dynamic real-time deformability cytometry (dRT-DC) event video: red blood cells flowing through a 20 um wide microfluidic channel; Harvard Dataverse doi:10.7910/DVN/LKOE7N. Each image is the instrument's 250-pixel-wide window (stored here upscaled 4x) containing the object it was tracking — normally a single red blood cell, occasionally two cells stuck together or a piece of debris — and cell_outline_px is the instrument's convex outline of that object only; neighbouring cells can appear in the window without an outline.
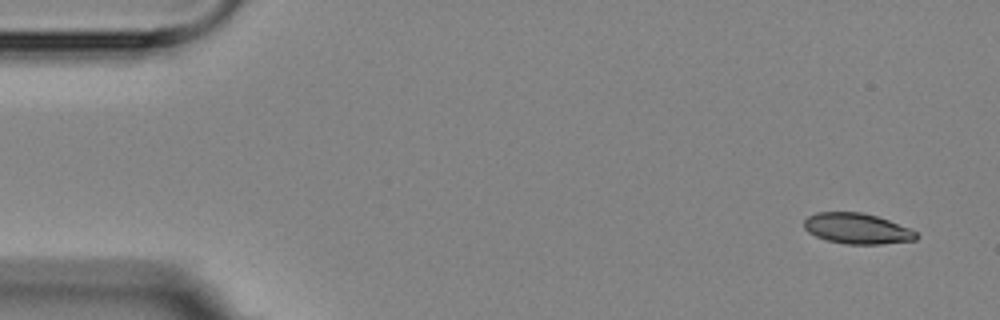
{"species": "Egyptian fruit bat (a non-hibernating species)", "species_latin": "Rousettus aegyptiacus", "temperature_condition": "room temperature", "stored_images_in_passage": 4, "camera_frame_rate_fps": 3000, "um_per_image_px": 0.085, "animal": {"sex": "female"}, "frame": {"image": 1, "passage_image": 1, "time_ms": 0.0, "image_size_px": [1000, 320], "cell_outline_px": [[920, 236], [916, 240], [884, 244], [848, 244], [828, 240], [816, 236], [808, 232], [804, 228], [804, 220], [808, 216], [816, 212], [860, 212], [876, 216], [888, 220], [908, 228], [916, 232]], "centroid_in_image_um": [72.85, 19.43], "position_along_channel_um": 12.1, "area_um2": 19.94}}
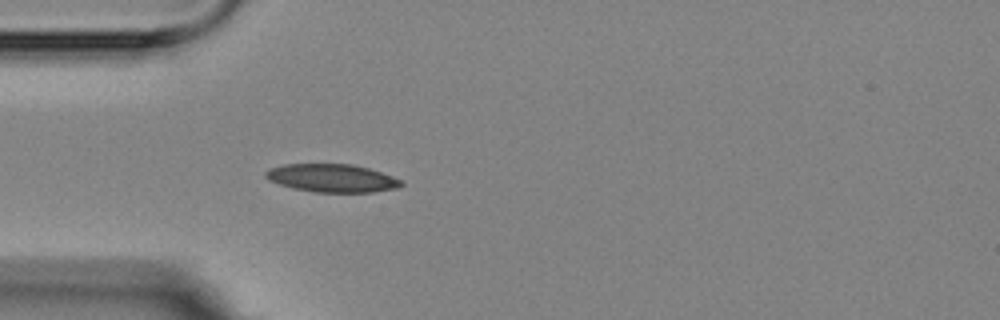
{"frame": {"image": 2, "passage_image": 4, "time_ms": 4.333, "image_size_px": [1000, 320], "cell_outline_px": [[404, 184], [400, 188], [372, 192], [316, 192], [292, 188], [268, 180], [264, 176], [264, 172], [268, 168], [284, 164], [352, 164], [368, 168], [392, 176], [400, 180]], "centroid_in_image_um": [28.2, 15.14], "position_along_channel_um": 56.8, "area_um2": 22.25}}